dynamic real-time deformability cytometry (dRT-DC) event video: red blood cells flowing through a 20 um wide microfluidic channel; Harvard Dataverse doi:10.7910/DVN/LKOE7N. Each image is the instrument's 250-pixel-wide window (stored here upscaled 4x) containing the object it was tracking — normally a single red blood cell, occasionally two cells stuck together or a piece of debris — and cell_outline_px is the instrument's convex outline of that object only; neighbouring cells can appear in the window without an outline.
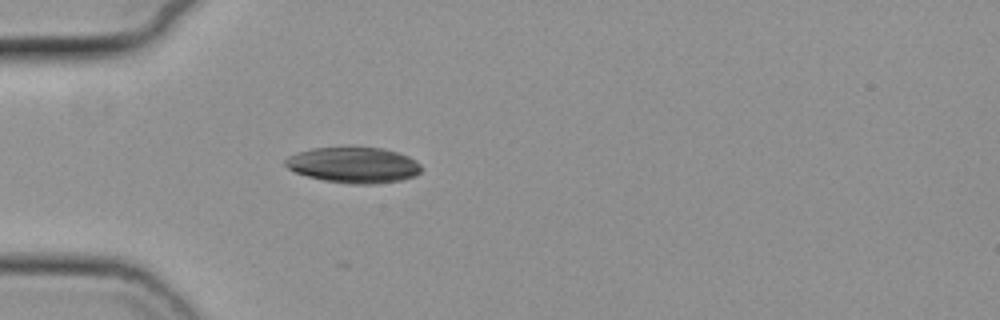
{"species": "common noctule bat (a hibernating species)", "species_latin": "Nyctalus noctula", "temperature_condition": "cold", "stored_images_in_passage": 25, "segment_of_instrument_passage": [1, 2], "camera_frame_rate_fps": 3000, "um_per_image_px": 0.085, "animal": {"sex": "female", "body_mass_g": 19.3, "forearm_length_mm": 54.1}, "frame": {"image": 1, "passage_image": 1, "time_ms": 0.0, "image_size_px": [1000, 320], "cell_outline_px": [[424, 168], [416, 176], [400, 180], [372, 184], [352, 184], [324, 180], [308, 176], [296, 172], [288, 168], [284, 164], [284, 160], [288, 156], [312, 148], [384, 148], [408, 156], [416, 160]], "centroid_in_image_um": [30.09, 14.03], "position_along_channel_um": 54.9, "area_um2": 28.15}}